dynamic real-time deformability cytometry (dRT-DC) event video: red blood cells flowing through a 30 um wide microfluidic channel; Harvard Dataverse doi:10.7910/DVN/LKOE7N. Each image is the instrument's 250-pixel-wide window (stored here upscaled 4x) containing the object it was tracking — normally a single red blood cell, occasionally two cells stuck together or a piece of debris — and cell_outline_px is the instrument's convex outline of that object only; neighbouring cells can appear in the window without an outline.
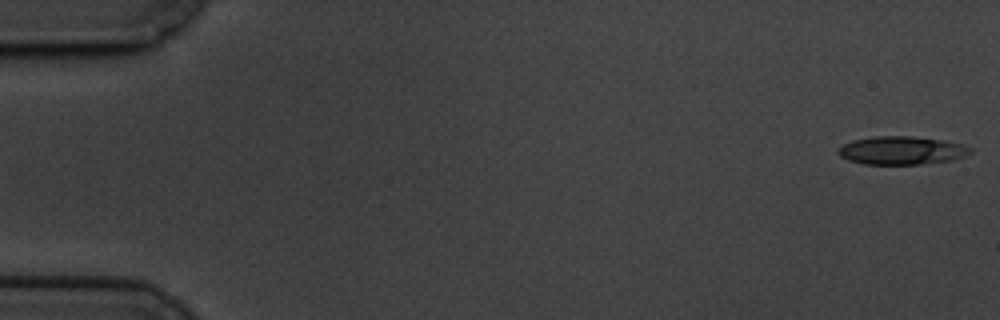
{"species": "common noctule bat (a hibernating species)", "species_latin": "Nyctalus noctula", "temperature_condition": "cold", "stored_images_in_passage": 59, "camera_frame_rate_fps": 3000, "um_per_image_px": 0.085, "animal": {"sex": "male", "body_mass_g": 19.5, "forearm_length_mm": 54.6}, "frame": {"image": 1, "passage_image": 1, "time_ms": 0.0, "image_size_px": [1000, 320], "cell_outline_px": [[972, 152], [964, 156], [952, 160], [920, 164], [864, 164], [848, 160], [840, 156], [836, 152], [844, 144], [852, 140], [876, 136], [912, 136], [940, 140], [964, 144], [972, 148]], "centroid_in_image_um": [76.64, 12.79], "position_along_channel_um": 8.4, "area_um2": 21.68}}
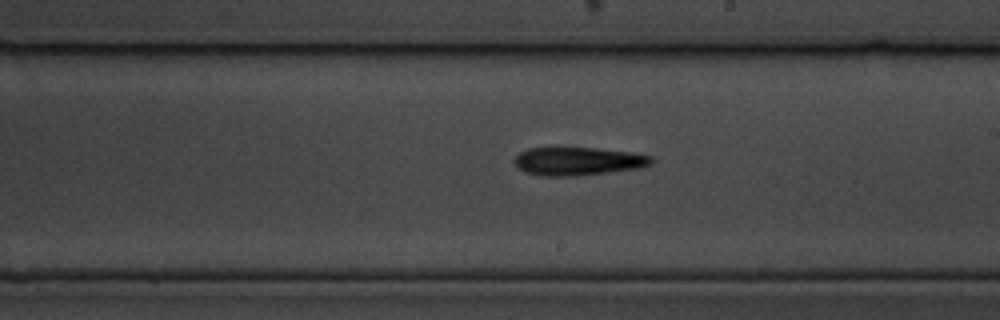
{"frame": {"image": 2, "passage_image": 34, "time_ms": 11.0, "image_size_px": [1000, 320], "cell_outline_px": [[652, 164], [640, 168], [576, 176], [540, 176], [524, 172], [512, 160], [520, 152], [528, 148], [592, 148], [632, 152], [652, 156]], "centroid_in_image_um": [49.12, 13.71], "position_along_channel_um": 239.9, "area_um2": 22.48}}
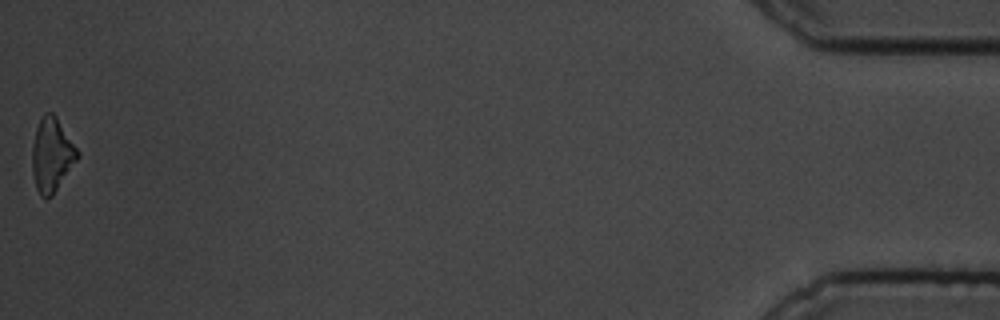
{"frame": {"image": 3, "passage_image": 59, "time_ms": 19.333, "image_size_px": [1000, 320], "cell_outline_px": [[80, 156], [52, 196], [40, 196], [36, 188], [32, 172], [32, 148], [36, 128], [44, 112], [52, 112], [56, 116], [80, 152]], "centroid_in_image_um": [4.41, 13.15], "position_along_channel_um": 430.8, "area_um2": 19.42}, "authors_computed_cell_mechanics": {"area_um2": 21.964, "velocity_mm_per_s": 3.3976, "shape_relaxation_time_tau1_ms": 4.8768, "shape_relaxation_time_tau2_ms": null, "deformation_change_tau1": 0.1409, "deformation_change_tau2": null}}